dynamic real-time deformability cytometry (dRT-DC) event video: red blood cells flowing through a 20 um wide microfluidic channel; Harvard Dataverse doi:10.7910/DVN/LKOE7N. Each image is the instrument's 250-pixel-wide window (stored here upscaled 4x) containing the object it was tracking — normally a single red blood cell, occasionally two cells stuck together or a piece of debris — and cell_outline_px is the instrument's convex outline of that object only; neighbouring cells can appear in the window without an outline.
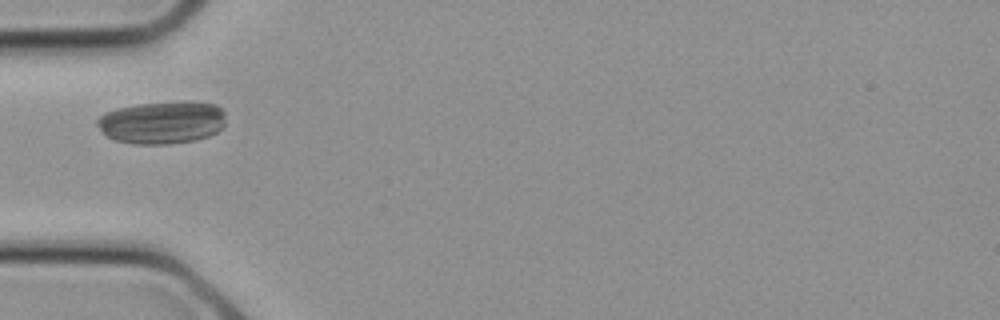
{"species": "common noctule bat (a hibernating species)", "species_latin": "Nyctalus noctula", "temperature_condition": "cold", "stored_images_in_passage": 5, "camera_frame_rate_fps": 3000, "um_per_image_px": 0.085, "animal": {"sex": "female", "body_mass_g": 21.9}, "frame": {"image": 1, "passage_image": 4, "time_ms": 1.0, "image_size_px": [1000, 320], "cell_outline_px": [[224, 128], [208, 136], [196, 140], [172, 144], [136, 144], [116, 140], [108, 136], [96, 124], [96, 120], [104, 112], [116, 108], [136, 104], [180, 100], [188, 100], [216, 104], [224, 112]], "centroid_in_image_um": [13.8, 10.38], "position_along_channel_um": 71.2, "area_um2": 32.43}}